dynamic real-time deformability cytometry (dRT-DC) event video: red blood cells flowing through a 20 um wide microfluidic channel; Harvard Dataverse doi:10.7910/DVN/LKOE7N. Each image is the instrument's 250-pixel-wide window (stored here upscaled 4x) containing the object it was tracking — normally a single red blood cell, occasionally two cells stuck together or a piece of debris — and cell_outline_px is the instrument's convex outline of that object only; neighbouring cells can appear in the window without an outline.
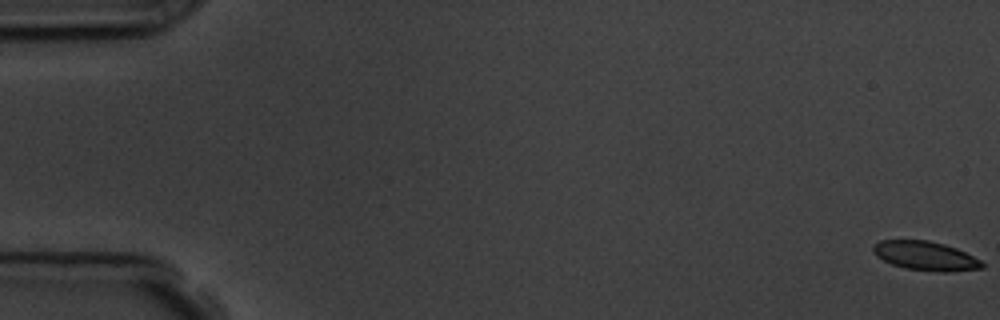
{"species": "common noctule bat (a hibernating species)", "species_latin": "Nyctalus noctula", "temperature_condition": "room temperature", "stored_images_in_passage": 59, "camera_frame_rate_fps": 3000, "um_per_image_px": 0.085, "animal": {"sex": "male", "body_mass_g": 19.5, "forearm_length_mm": 54.6}, "frame": {"image": 1, "passage_image": 1, "time_ms": 0.0, "image_size_px": [1000, 320], "cell_outline_px": [[984, 268], [948, 272], [940, 272], [904, 268], [892, 264], [876, 256], [872, 248], [880, 240], [928, 240], [944, 244], [956, 248], [980, 260], [984, 264]], "centroid_in_image_um": [78.67, 21.75], "position_along_channel_um": 6.3, "area_um2": 18.32}}
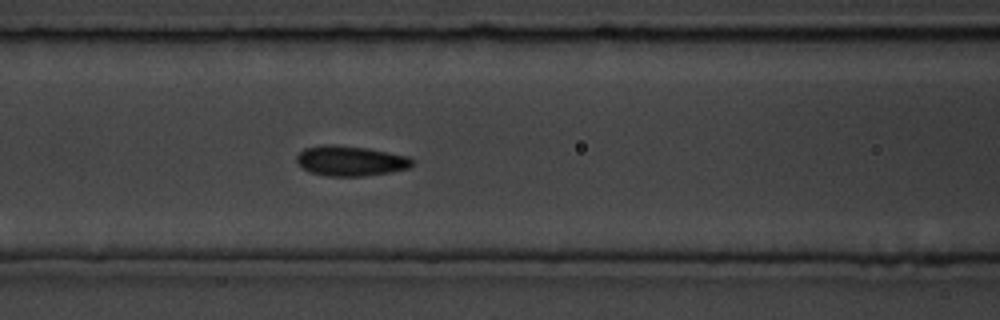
{"frame": {"image": 2, "passage_image": 25, "time_ms": 8.0, "image_size_px": [1000, 320], "cell_outline_px": [[412, 164], [408, 168], [392, 172], [364, 176], [328, 176], [312, 172], [304, 168], [296, 160], [296, 156], [304, 148], [324, 144], [332, 144], [368, 148], [408, 156], [412, 160]], "centroid_in_image_um": [29.79, 13.66], "position_along_channel_um": 136.8, "area_um2": 20.17}}
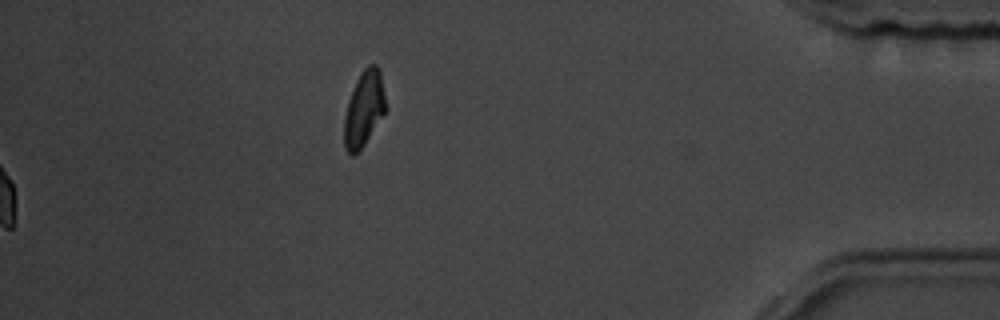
{"frame": {"image": 3, "passage_image": 59, "time_ms": 19.333, "image_size_px": [1000, 320], "cell_outline_px": [[388, 108], [364, 144], [352, 156], [344, 148], [344, 116], [348, 100], [356, 80], [360, 72], [368, 64], [376, 64], [380, 68]], "centroid_in_image_um": [30.96, 9.19], "position_along_channel_um": 404.2, "area_um2": 18.5}, "authors_computed_cell_mechanics": {"area_um2": 19.4208, "velocity_mm_per_s": 3.6011, "shape_relaxation_time_tau1_ms": 5.2218, "shape_relaxation_time_tau2_ms": 2.3425, "deformation_change_tau1": 0.112, "deformation_change_tau2": 0.0595}}